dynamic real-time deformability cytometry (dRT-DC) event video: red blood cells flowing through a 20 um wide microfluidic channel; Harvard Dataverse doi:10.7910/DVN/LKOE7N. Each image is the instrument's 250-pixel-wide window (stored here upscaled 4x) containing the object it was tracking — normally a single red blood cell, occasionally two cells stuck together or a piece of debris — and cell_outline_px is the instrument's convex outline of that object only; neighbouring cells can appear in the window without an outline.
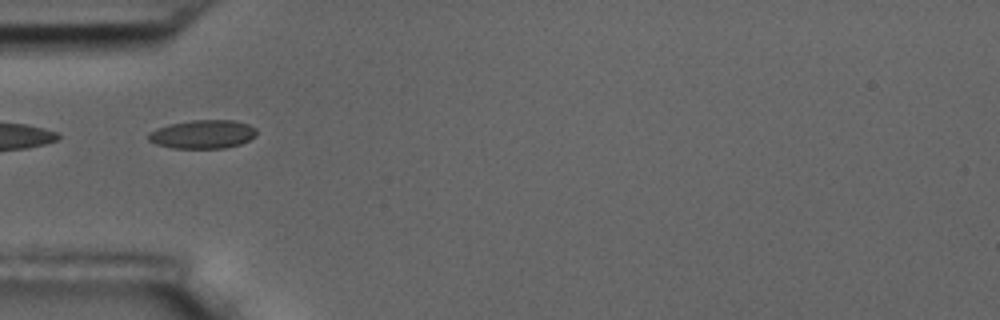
{"species": "common noctule bat (a hibernating species)", "species_latin": "Nyctalus noctula", "temperature_condition": "room temperature", "stored_images_in_passage": 6, "segment_of_instrument_passage": [2, 2], "camera_frame_rate_fps": 3000, "um_per_image_px": 0.085, "animal": {"sex": "male", "body_mass_g": 17.5, "forearm_length_mm": 52.3}, "frame": {"image": 1, "passage_image": 5, "time_ms": 4.667, "image_size_px": [1000, 320], "cell_outline_px": [[256, 136], [240, 144], [224, 148], [172, 148], [156, 144], [148, 140], [148, 132], [156, 128], [168, 124], [192, 120], [236, 120], [248, 124], [256, 128]], "centroid_in_image_um": [17.22, 11.4], "position_along_channel_um": 67.8, "area_um2": 18.15}}